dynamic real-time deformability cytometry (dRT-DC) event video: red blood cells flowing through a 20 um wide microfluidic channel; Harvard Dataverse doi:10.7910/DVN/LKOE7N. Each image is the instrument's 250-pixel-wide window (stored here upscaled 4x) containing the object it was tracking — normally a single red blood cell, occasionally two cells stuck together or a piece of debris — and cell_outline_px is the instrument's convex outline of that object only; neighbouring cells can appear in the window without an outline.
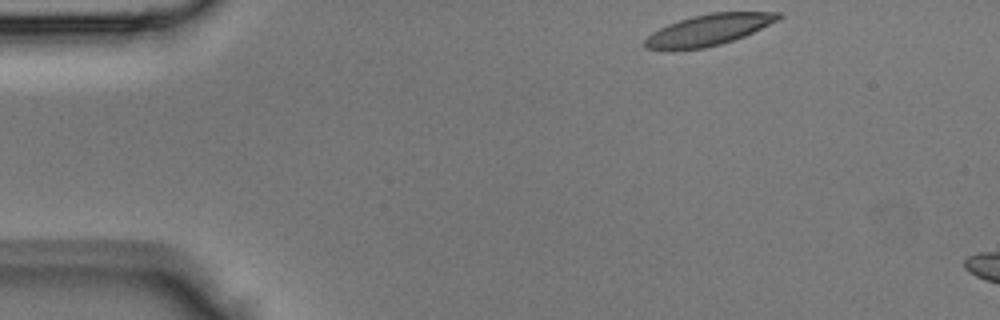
{"species": "Egyptian fruit bat (a non-hibernating species)", "species_latin": "Rousettus aegyptiacus", "temperature_condition": "room temperature", "stored_images_in_passage": 5, "camera_frame_rate_fps": 3000, "um_per_image_px": 0.085, "animal": {"sex": "male"}, "frame": {"image": 1, "passage_image": 1, "time_ms": 0.0, "image_size_px": [1000, 320], "cell_outline_px": [[784, 16], [744, 36], [720, 44], [704, 48], [644, 48], [644, 40], [652, 32], [668, 24], [692, 16], [712, 12], [780, 12]], "centroid_in_image_um": [60.25, 2.51], "position_along_channel_um": 24.8, "area_um2": 23.47}}